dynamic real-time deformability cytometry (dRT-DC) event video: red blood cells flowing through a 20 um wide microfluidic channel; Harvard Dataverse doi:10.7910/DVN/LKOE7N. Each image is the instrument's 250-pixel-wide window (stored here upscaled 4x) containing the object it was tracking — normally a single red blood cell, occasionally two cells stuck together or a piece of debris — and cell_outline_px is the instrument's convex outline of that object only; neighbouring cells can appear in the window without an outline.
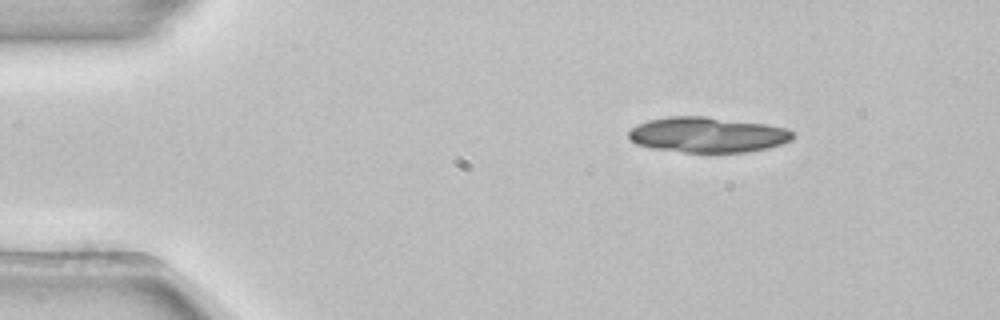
{"species": "common noctule bat (a hibernating species)", "species_latin": "Nyctalus noctula", "temperature_condition": "room temperature", "stored_images_in_passage": 25, "camera_frame_rate_fps": 3000, "um_per_image_px": 0.085, "animal": {"sex": "female", "body_mass_g": 22.7, "forearm_length_mm": 54.2}, "frame": {"image": 1, "passage_image": 1, "time_ms": 0.0, "image_size_px": [1000, 320], "cell_outline_px": [[796, 136], [792, 140], [768, 148], [748, 152], [684, 152], [652, 148], [636, 144], [628, 136], [628, 132], [636, 124], [648, 120], [668, 116], [704, 116], [764, 124], [788, 128]], "centroid_in_image_um": [60.14, 11.45], "position_along_channel_um": 24.9, "area_um2": 33.87}}